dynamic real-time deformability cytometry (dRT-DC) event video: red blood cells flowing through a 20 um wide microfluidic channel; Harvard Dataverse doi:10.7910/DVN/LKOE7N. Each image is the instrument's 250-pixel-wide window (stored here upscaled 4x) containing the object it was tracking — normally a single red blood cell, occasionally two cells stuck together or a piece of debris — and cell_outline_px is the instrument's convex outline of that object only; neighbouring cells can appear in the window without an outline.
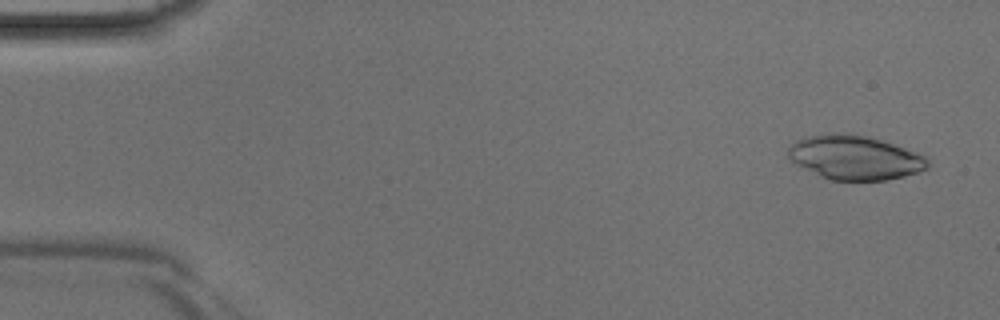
{"species": "Egyptian fruit bat (a non-hibernating species)", "species_latin": "Rousettus aegyptiacus", "temperature_condition": "room temperature", "stored_images_in_passage": 40, "camera_frame_rate_fps": 3000, "um_per_image_px": 0.085, "animal": {"sex": "male"}, "frame": {"image": 1, "passage_image": 1, "time_ms": 0.0, "image_size_px": [1000, 320], "cell_outline_px": [[928, 168], [904, 176], [884, 180], [832, 180], [820, 176], [796, 164], [788, 156], [788, 148], [796, 140], [804, 136], [836, 132], [848, 132], [868, 136], [916, 152], [924, 156], [928, 160]], "centroid_in_image_um": [72.62, 13.37], "position_along_channel_um": 12.4, "area_um2": 35.84}}